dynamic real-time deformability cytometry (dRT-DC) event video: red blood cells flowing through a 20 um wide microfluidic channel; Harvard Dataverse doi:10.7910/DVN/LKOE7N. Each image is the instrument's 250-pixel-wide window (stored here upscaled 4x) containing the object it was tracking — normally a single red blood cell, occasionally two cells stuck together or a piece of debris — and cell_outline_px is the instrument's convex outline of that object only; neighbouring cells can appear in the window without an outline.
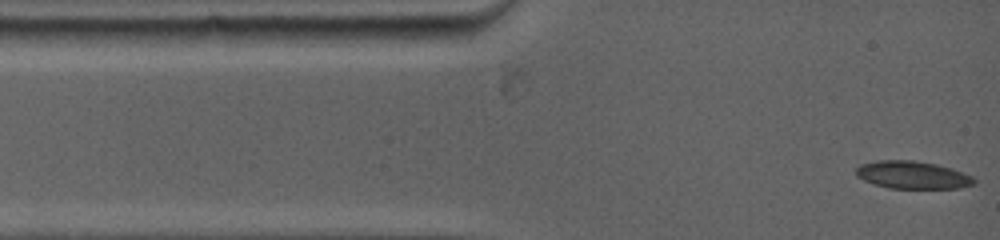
{"species": "common noctule bat (a hibernating species)", "species_latin": "Nyctalus noctula", "temperature_condition": "warm", "stored_images_in_passage": 58, "camera_frame_rate_fps": 5000, "um_per_image_px": 0.085, "animal": {"sex": "female", "body_mass_g": 19.0, "forearm_length_mm": 53.3}, "frame": {"image": 1, "passage_image": 1, "time_ms": 0.0, "image_size_px": [1000, 240], "cell_outline_px": [[976, 184], [960, 188], [888, 188], [864, 180], [856, 176], [856, 168], [860, 164], [876, 160], [912, 160], [936, 164], [952, 168], [972, 176], [976, 180]], "centroid_in_image_um": [77.58, 14.87], "position_along_channel_um": 7.4, "area_um2": 19.07}}
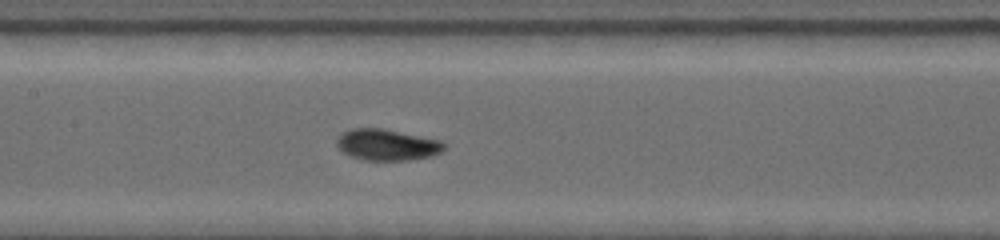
{"frame": {"image": 2, "passage_image": 25, "time_ms": 5.4, "image_size_px": [1000, 240], "cell_outline_px": [[444, 148], [440, 152], [432, 156], [408, 160], [364, 160], [352, 156], [344, 152], [336, 144], [336, 140], [344, 132], [352, 128], [380, 128], [440, 140], [444, 144]], "centroid_in_image_um": [32.89, 12.31], "position_along_channel_um": 174.5, "area_um2": 19.19}}
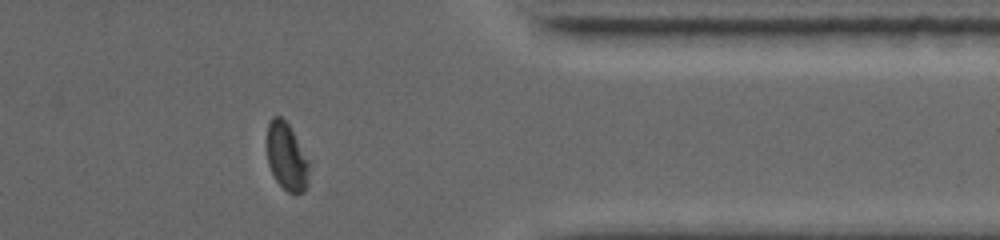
{"frame": {"image": 3, "passage_image": 50, "time_ms": 11.2, "image_size_px": [1000, 240], "cell_outline_px": [[308, 184], [304, 192], [296, 196], [288, 192], [276, 180], [268, 164], [268, 124], [272, 116], [280, 116], [288, 124], [308, 160]], "centroid_in_image_um": [24.37, 13.37], "position_along_channel_um": 387.0, "area_um2": 16.3}, "authors_computed_cell_mechanics": {"area_um2": 18.8717, "velocity_mm_per_s": 3.9135, "shape_relaxation_time_tau1_ms": 8.7189, "shape_relaxation_time_tau2_ms": 1.987, "deformation_change_tau1": 0.2078, "deformation_change_tau2": 0.0538}}